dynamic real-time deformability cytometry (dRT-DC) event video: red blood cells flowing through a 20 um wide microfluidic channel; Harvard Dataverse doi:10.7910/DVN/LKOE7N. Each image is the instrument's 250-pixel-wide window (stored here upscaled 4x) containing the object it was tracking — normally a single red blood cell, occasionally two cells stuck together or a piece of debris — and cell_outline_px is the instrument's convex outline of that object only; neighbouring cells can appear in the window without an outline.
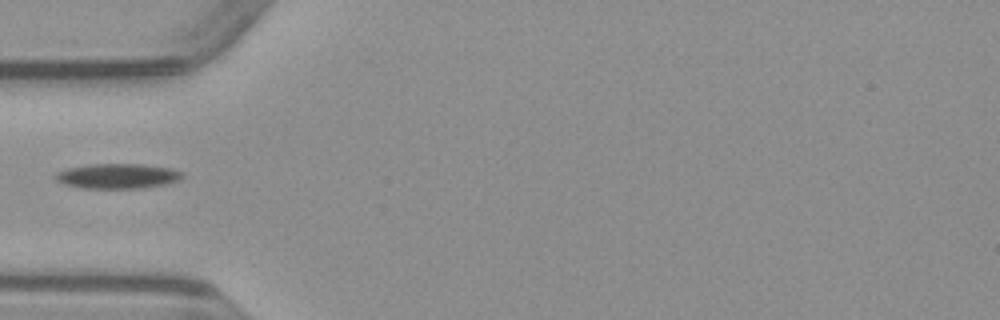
{"species": "common noctule bat (a hibernating species)", "species_latin": "Nyctalus noctula", "temperature_condition": "warm", "stored_images_in_passage": 36, "camera_frame_rate_fps": 3000, "um_per_image_px": 0.085, "animal": {"sex": "male", "body_mass_g": 23.1, "forearm_length_mm": 52.7}, "frame": {"image": 1, "passage_image": 1, "time_ms": 0.0, "image_size_px": [1000, 320], "cell_outline_px": [[184, 176], [168, 184], [144, 188], [80, 188], [64, 184], [56, 180], [56, 172], [68, 168], [88, 164], [140, 164], [168, 168], [180, 172]], "centroid_in_image_um": [9.96, 14.97], "position_along_channel_um": 75.0, "area_um2": 18.32}}
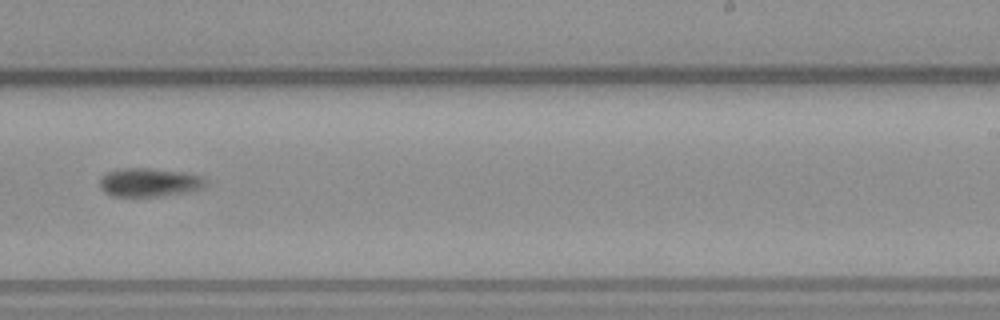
{"frame": {"image": 2, "passage_image": 16, "time_ms": 5.0, "image_size_px": [1000, 320], "cell_outline_px": [[204, 184], [200, 188], [184, 192], [160, 196], [112, 196], [104, 192], [100, 188], [100, 180], [108, 172], [124, 168], [152, 168], [188, 172], [200, 176], [204, 180]], "centroid_in_image_um": [12.65, 15.49], "position_along_channel_um": 276.3, "area_um2": 17.4}}
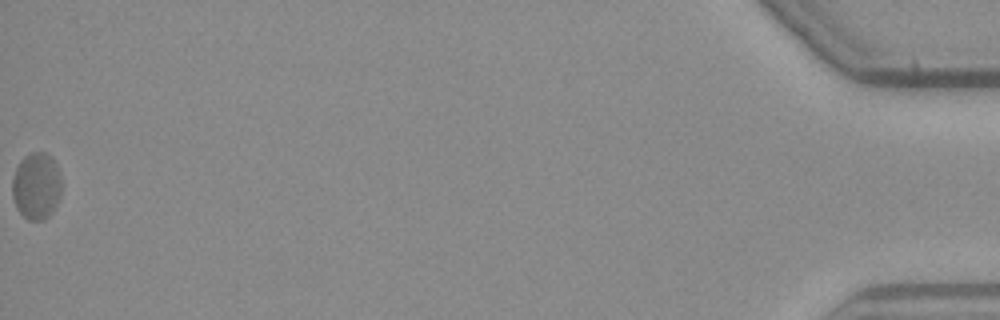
{"frame": {"image": 3, "passage_image": 36, "time_ms": 11.667, "image_size_px": [1000, 320], "cell_outline_px": [[60, 196], [52, 212], [44, 220], [28, 220], [16, 208], [12, 196], [12, 180], [16, 168], [20, 160], [24, 156], [32, 152], [44, 152], [52, 156], [60, 176]], "centroid_in_image_um": [3.07, 15.8], "position_along_channel_um": 432.1, "area_um2": 19.19}}